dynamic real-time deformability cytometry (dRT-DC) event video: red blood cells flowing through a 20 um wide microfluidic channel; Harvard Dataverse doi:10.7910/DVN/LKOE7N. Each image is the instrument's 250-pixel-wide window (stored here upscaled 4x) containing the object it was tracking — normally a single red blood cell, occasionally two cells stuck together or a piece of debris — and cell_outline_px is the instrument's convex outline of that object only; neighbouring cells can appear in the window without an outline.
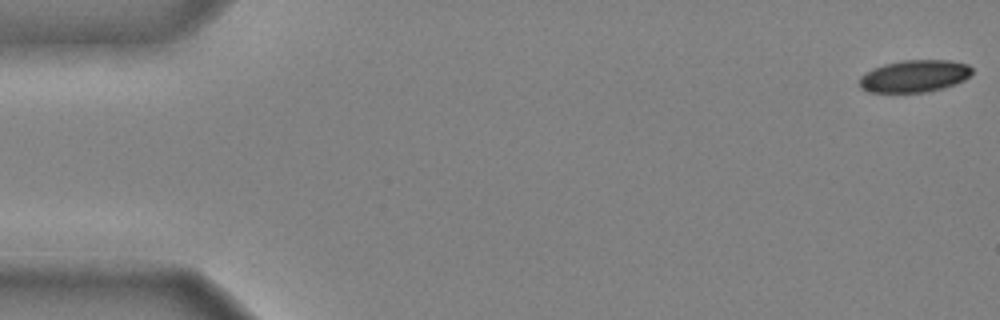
{"species": "common noctule bat (a hibernating species)", "species_latin": "Nyctalus noctula", "temperature_condition": "cold", "stored_images_in_passage": 45, "camera_frame_rate_fps": 3000, "um_per_image_px": 0.085, "animal": {"sex": "male", "body_mass_g": 20.4}, "frame": {"image": 1, "passage_image": 1, "time_ms": 0.0, "image_size_px": [1000, 320], "cell_outline_px": [[972, 72], [964, 80], [956, 84], [924, 92], [868, 92], [860, 88], [860, 76], [884, 64], [904, 60], [948, 60], [968, 64], [972, 68]], "centroid_in_image_um": [77.74, 6.46], "position_along_channel_um": 7.3, "area_um2": 20.87}}
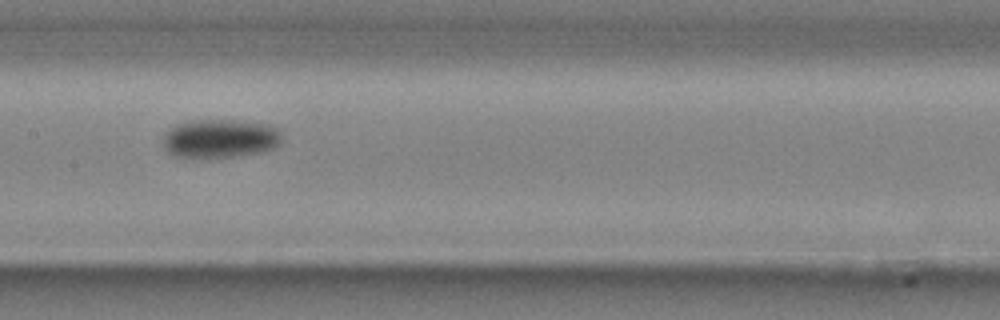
{"frame": {"image": 2, "passage_image": 25, "time_ms": 8.0, "image_size_px": [1000, 320], "cell_outline_px": [[284, 140], [280, 144], [272, 148], [260, 152], [240, 156], [208, 160], [176, 156], [168, 152], [164, 148], [164, 136], [172, 128], [188, 120], [236, 120], [268, 124], [280, 128]], "centroid_in_image_um": [18.77, 11.8], "position_along_channel_um": 188.6, "area_um2": 27.51}}
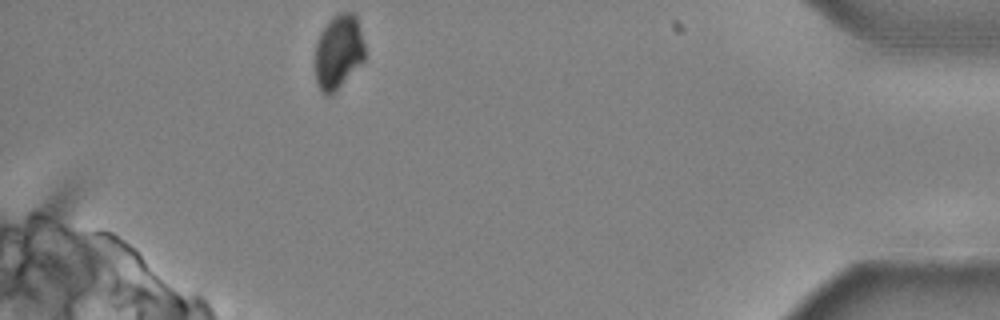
{"frame": {"image": 3, "passage_image": 45, "time_ms": 14.667, "image_size_px": [1000, 320], "cell_outline_px": [[364, 60], [336, 92], [332, 96], [324, 96], [320, 92], [316, 80], [316, 40], [320, 32], [332, 16], [340, 12], [352, 12], [356, 16], [364, 44]], "centroid_in_image_um": [28.75, 4.44], "position_along_channel_um": 406.5, "area_um2": 21.73}, "authors_computed_cell_mechanics": {"area_um2": 24.6806, "velocity_mm_per_s": 3.9636, "shape_relaxation_time_tau1_ms": 2.9432, "shape_relaxation_time_tau2_ms": null, "deformation_change_tau1": 0.0986, "deformation_change_tau2": null}}